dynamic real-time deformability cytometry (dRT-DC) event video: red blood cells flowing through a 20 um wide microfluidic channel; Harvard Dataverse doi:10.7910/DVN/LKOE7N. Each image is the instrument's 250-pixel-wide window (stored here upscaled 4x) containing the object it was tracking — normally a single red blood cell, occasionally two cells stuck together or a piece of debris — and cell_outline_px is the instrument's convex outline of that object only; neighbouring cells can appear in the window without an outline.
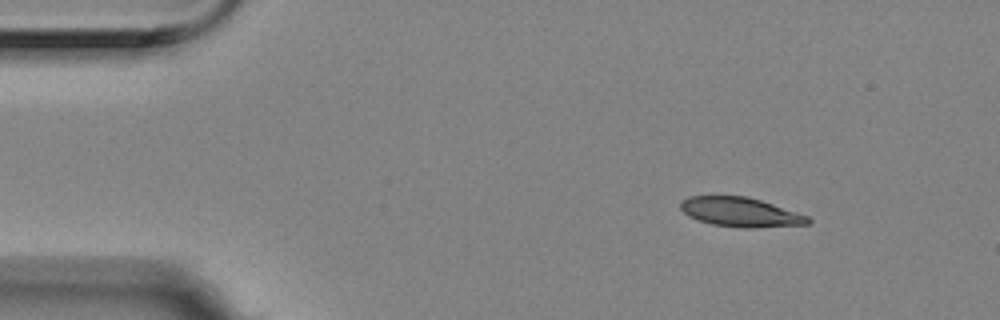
{"species": "Egyptian fruit bat (a non-hibernating species)", "species_latin": "Rousettus aegyptiacus", "temperature_condition": "room temperature", "stored_images_in_passage": 3, "camera_frame_rate_fps": 3000, "um_per_image_px": 0.085, "animal": {"sex": "female"}, "frame": {"image": 1, "passage_image": 1, "time_ms": 0.0, "image_size_px": [1000, 320], "cell_outline_px": [[812, 224], [756, 228], [740, 228], [712, 224], [688, 216], [680, 208], [680, 200], [688, 196], [748, 196], [808, 216], [812, 220]], "centroid_in_image_um": [62.95, 18.04], "position_along_channel_um": 22.1, "area_um2": 21.91}}